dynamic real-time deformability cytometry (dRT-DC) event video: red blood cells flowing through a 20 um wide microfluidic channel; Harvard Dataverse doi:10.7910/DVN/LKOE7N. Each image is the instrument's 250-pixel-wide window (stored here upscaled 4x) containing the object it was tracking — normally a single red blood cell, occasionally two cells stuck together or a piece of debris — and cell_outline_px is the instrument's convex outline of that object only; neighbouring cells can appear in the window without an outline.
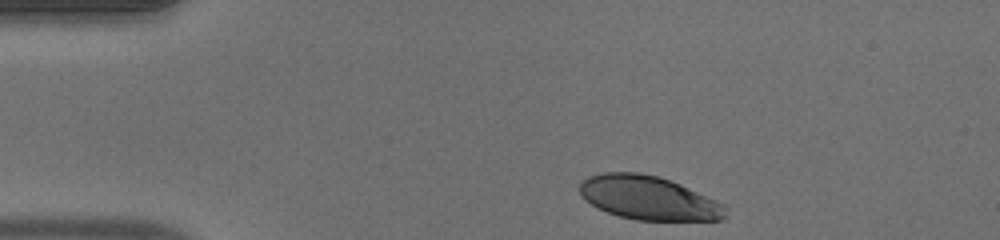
{"species": "human", "species_latin": "Homo sapiens", "temperature_condition": "warm", "stored_images_in_passage": 35, "camera_frame_rate_fps": 3000, "um_per_image_px": 0.085, "donor": {"sex": "male"}, "frame": {"image": 1, "passage_image": 1, "time_ms": 0.0, "image_size_px": [1000, 240], "cell_outline_px": [[728, 208], [724, 220], [636, 220], [620, 216], [596, 208], [584, 200], [580, 196], [580, 184], [588, 176], [604, 172], [640, 172], [656, 176], [680, 184], [716, 200], [724, 204]], "centroid_in_image_um": [55.12, 16.83], "position_along_channel_um": 29.9, "area_um2": 37.28}}
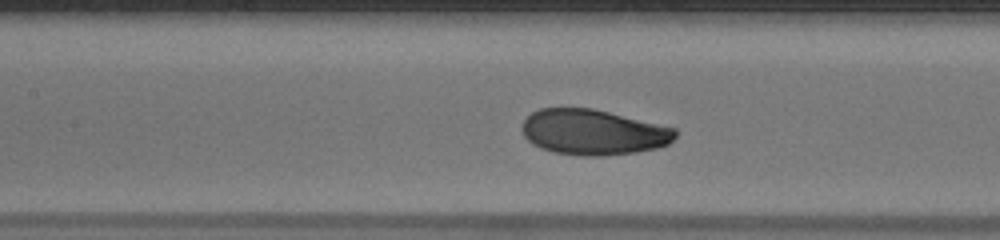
{"frame": {"image": 2, "passage_image": 15, "time_ms": 4.667, "image_size_px": [1000, 240], "cell_outline_px": [[676, 136], [668, 144], [656, 148], [636, 152], [600, 156], [584, 156], [556, 152], [540, 148], [532, 144], [524, 136], [520, 128], [524, 120], [532, 112], [540, 108], [592, 108], [676, 128]], "centroid_in_image_um": [50.4, 11.23], "position_along_channel_um": 157.0, "area_um2": 40.52}}
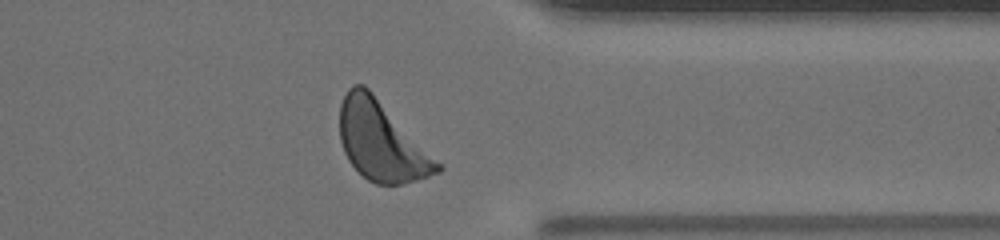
{"frame": {"image": 3, "passage_image": 32, "time_ms": 10.333, "image_size_px": [1000, 240], "cell_outline_px": [[444, 168], [440, 172], [416, 180], [400, 184], [376, 184], [368, 180], [348, 160], [344, 152], [340, 140], [340, 104], [348, 88], [352, 84], [364, 84], [444, 164]], "centroid_in_image_um": [32.46, 12.01], "position_along_channel_um": 378.9, "area_um2": 45.2}, "authors_computed_cell_mechanics": {"area_um2": 41.0958, "velocity_mm_per_s": 4.0389, "shape_relaxation_time_tau1_ms": 3.2157, "shape_relaxation_time_tau2_ms": null, "deformation_change_tau1": 0.171, "deformation_change_tau2": null}}